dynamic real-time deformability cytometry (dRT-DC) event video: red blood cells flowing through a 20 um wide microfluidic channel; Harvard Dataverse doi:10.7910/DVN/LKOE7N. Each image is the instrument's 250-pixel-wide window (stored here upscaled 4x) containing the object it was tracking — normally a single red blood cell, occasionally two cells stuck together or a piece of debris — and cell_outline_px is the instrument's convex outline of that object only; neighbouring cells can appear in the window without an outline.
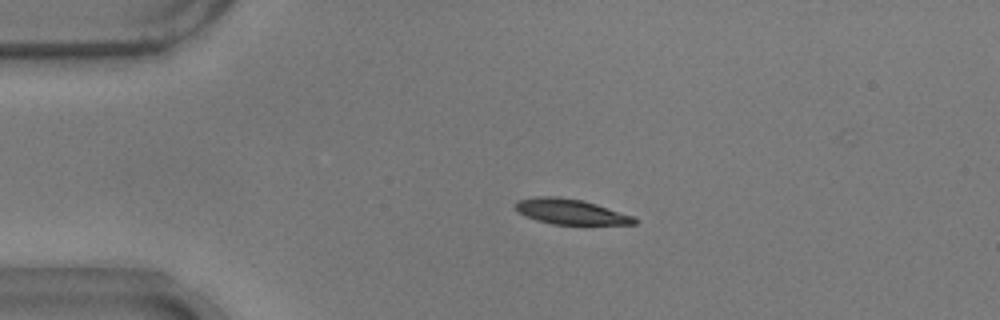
{"species": "common noctule bat (a hibernating species)", "species_latin": "Nyctalus noctula", "temperature_condition": "warm", "stored_images_in_passage": 43, "camera_frame_rate_fps": 3000, "um_per_image_px": 0.085, "animal": {"sex": "male", "body_mass_g": 17.9}, "frame": {"image": 1, "passage_image": 1, "time_ms": 0.0, "image_size_px": [1000, 320], "cell_outline_px": [[636, 224], [552, 224], [536, 220], [524, 216], [516, 208], [516, 200], [536, 196], [556, 196], [584, 200], [632, 216], [636, 220]], "centroid_in_image_um": [48.45, 17.98], "position_along_channel_um": 36.6, "area_um2": 17.34}}
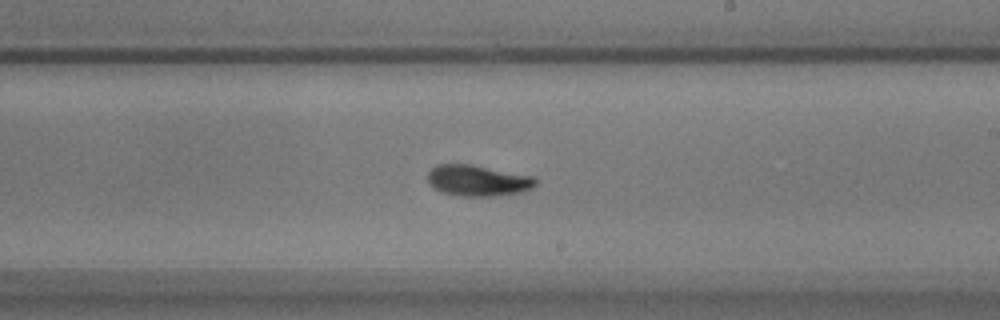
{"frame": {"image": 2, "passage_image": 21, "time_ms": 6.667, "image_size_px": [1000, 320], "cell_outline_px": [[536, 184], [532, 188], [520, 192], [492, 196], [460, 196], [440, 192], [432, 188], [428, 184], [428, 172], [436, 164], [472, 164], [532, 176], [536, 180]], "centroid_in_image_um": [40.55, 15.34], "position_along_channel_um": 248.4, "area_um2": 19.59}}
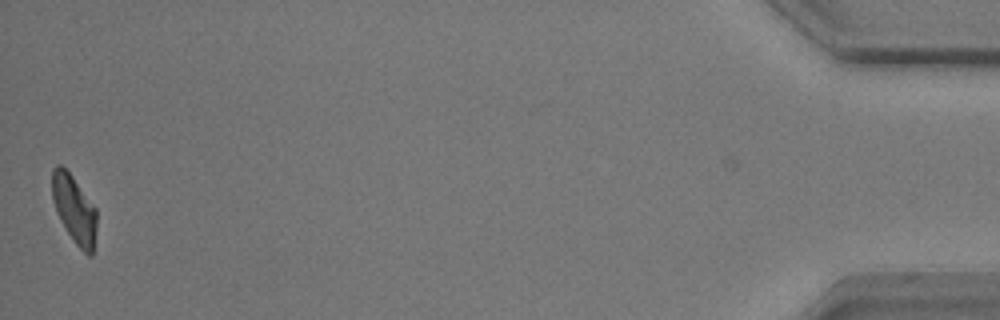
{"frame": {"image": 3, "passage_image": 43, "time_ms": 14.0, "image_size_px": [1000, 320], "cell_outline_px": [[96, 228], [92, 256], [88, 256], [76, 244], [68, 232], [56, 212], [52, 200], [52, 168], [56, 164], [60, 164], [72, 176], [96, 208]], "centroid_in_image_um": [6.3, 17.77], "position_along_channel_um": 428.9, "area_um2": 17.46}, "authors_computed_cell_mechanics": {"area_um2": 18.5538, "velocity_mm_per_s": 3.7224, "shape_relaxation_time_tau1_ms": 2.3883, "shape_relaxation_time_tau2_ms": 4.7283, "deformation_change_tau1": 0.1374, "deformation_change_tau2": 0.0457}}